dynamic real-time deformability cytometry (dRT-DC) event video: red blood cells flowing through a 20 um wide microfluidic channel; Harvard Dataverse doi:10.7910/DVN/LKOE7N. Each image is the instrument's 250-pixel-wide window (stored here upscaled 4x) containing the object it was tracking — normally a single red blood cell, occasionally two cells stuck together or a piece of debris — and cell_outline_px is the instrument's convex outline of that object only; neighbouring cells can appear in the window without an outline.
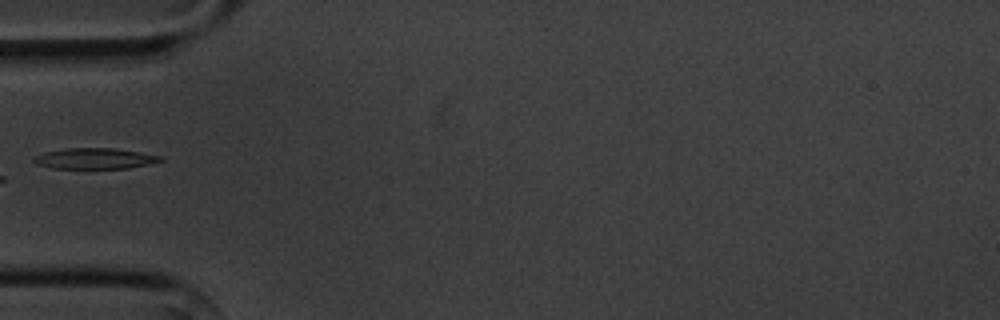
{"species": "common noctule bat (a hibernating species)", "species_latin": "Nyctalus noctula", "temperature_condition": "cold", "stored_images_in_passage": 7, "camera_frame_rate_fps": 3000, "um_per_image_px": 0.085, "animal": {"sex": "male", "body_mass_g": 20.1, "forearm_length_mm": 53.5}, "frame": {"image": 1, "passage_image": 6, "time_ms": 6.0, "image_size_px": [1000, 320], "cell_outline_px": [[164, 160], [148, 164], [128, 168], [52, 168], [36, 164], [32, 160], [32, 156], [44, 152], [68, 148], [116, 148], [164, 156]], "centroid_in_image_um": [8.05, 13.46], "position_along_channel_um": 77.0, "area_um2": 15.43}}
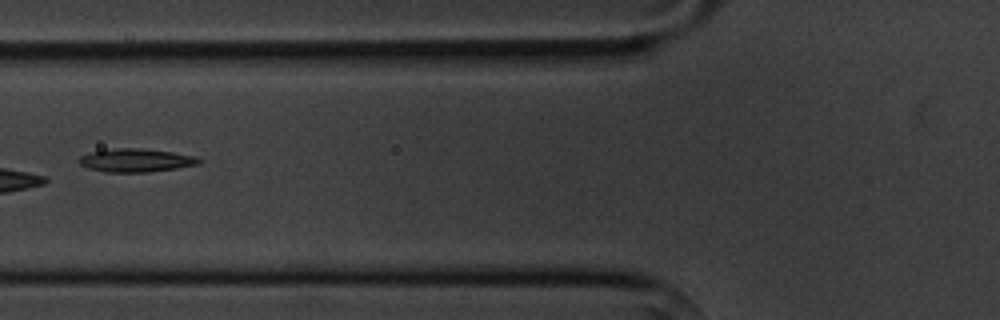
{"frame": {"image": 2, "passage_image": 7, "time_ms": 7.0, "image_size_px": [1000, 320], "cell_outline_px": [[204, 160], [200, 164], [176, 168], [148, 172], [108, 172], [88, 168], [80, 164], [76, 160], [80, 156], [92, 152], [116, 148], [144, 148], [172, 152], [196, 156]], "centroid_in_image_um": [11.59, 13.62], "position_along_channel_um": 114.2, "area_um2": 16.36}}